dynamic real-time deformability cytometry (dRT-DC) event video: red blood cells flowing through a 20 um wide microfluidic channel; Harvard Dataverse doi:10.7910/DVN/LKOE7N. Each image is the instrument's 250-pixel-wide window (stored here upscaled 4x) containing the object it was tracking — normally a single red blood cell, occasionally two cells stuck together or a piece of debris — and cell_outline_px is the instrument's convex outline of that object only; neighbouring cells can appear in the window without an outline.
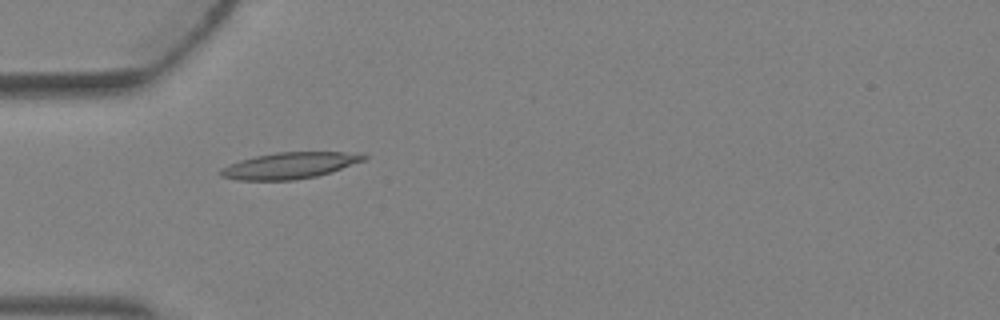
{"species": "Egyptian fruit bat (a non-hibernating species)", "species_latin": "Rousettus aegyptiacus", "temperature_condition": "warm", "stored_images_in_passage": 5, "camera_frame_rate_fps": 3000, "um_per_image_px": 0.085, "animal": {"sex": "female"}, "frame": {"image": 1, "passage_image": 4, "time_ms": 1.0, "image_size_px": [1000, 320], "cell_outline_px": [[368, 156], [364, 160], [332, 172], [316, 176], [292, 180], [236, 180], [220, 176], [216, 172], [220, 168], [240, 160], [256, 156], [276, 152], [360, 152]], "centroid_in_image_um": [24.6, 14.07], "position_along_channel_um": 60.4, "area_um2": 22.08}}
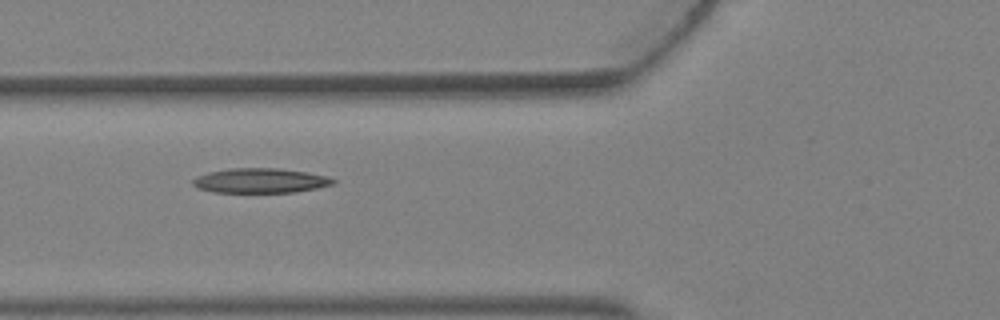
{"frame": {"image": 2, "passage_image": 5, "time_ms": 1.333, "image_size_px": [1000, 320], "cell_outline_px": [[336, 184], [296, 192], [212, 192], [196, 188], [192, 184], [192, 180], [196, 176], [208, 172], [232, 168], [280, 168], [328, 176], [336, 180]], "centroid_in_image_um": [22.11, 15.35], "position_along_channel_um": 103.7, "area_um2": 20.29}}